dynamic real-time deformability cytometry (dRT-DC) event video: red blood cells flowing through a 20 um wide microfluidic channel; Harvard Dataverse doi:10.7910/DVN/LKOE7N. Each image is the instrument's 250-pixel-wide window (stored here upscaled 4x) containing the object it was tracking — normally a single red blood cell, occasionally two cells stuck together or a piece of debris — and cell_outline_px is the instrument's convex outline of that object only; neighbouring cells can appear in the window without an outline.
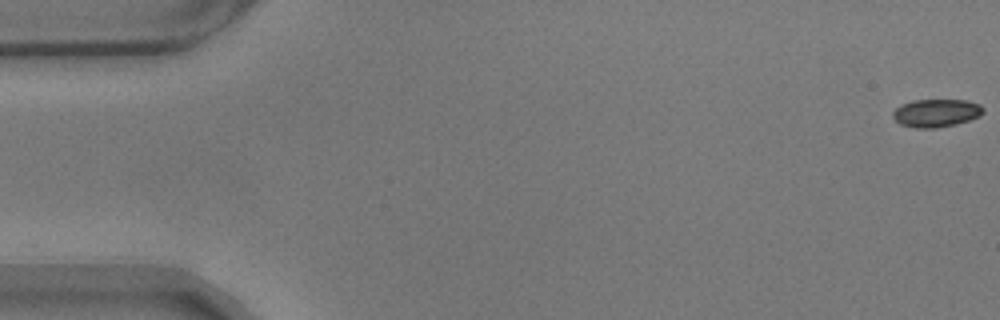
{"species": "common noctule bat (a hibernating species)", "species_latin": "Nyctalus noctula", "temperature_condition": "warm", "stored_images_in_passage": 10, "camera_frame_rate_fps": 3000, "um_per_image_px": 0.085, "animal": {"sex": "male", "body_mass_g": 17.9}, "frame": {"image": 1, "passage_image": 1, "time_ms": 0.0, "image_size_px": [1000, 320], "cell_outline_px": [[984, 112], [980, 116], [956, 124], [936, 128], [916, 128], [900, 124], [892, 116], [892, 112], [900, 104], [912, 100], [964, 100], [980, 104], [984, 108]], "centroid_in_image_um": [79.56, 9.6], "position_along_channel_um": 5.4, "area_um2": 14.8}}